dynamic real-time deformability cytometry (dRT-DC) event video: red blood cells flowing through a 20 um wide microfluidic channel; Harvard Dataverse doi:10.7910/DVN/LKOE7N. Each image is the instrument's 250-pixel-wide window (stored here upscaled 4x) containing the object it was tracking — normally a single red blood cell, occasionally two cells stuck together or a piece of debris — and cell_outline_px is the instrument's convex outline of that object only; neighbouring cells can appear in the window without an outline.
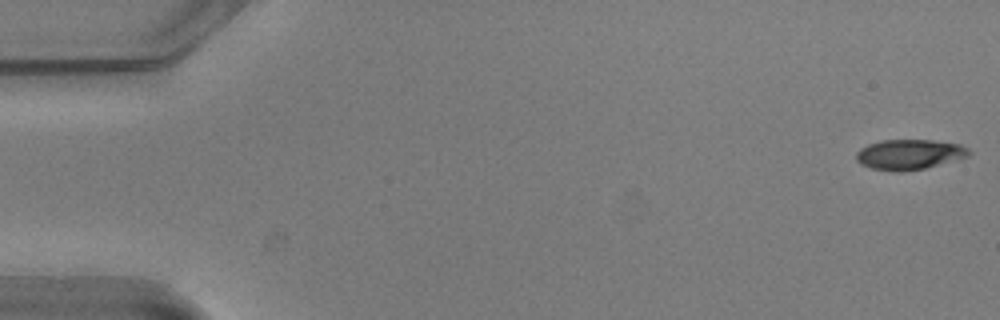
{"species": "common noctule bat (a hibernating species)", "species_latin": "Nyctalus noctula", "temperature_condition": "warm", "stored_images_in_passage": 54, "camera_frame_rate_fps": 3000, "um_per_image_px": 0.085, "animal": {"sex": "male", "body_mass_g": 20.5, "forearm_length_mm": 52.5}, "frame": {"image": 1, "passage_image": 1, "time_ms": 0.0, "image_size_px": [1000, 320], "cell_outline_px": [[972, 152], [968, 156], [924, 168], [900, 172], [892, 172], [872, 168], [860, 164], [856, 160], [856, 152], [860, 148], [868, 144], [880, 140], [932, 140], [960, 144], [968, 148]], "centroid_in_image_um": [77.26, 13.12], "position_along_channel_um": 7.7, "area_um2": 19.83}}
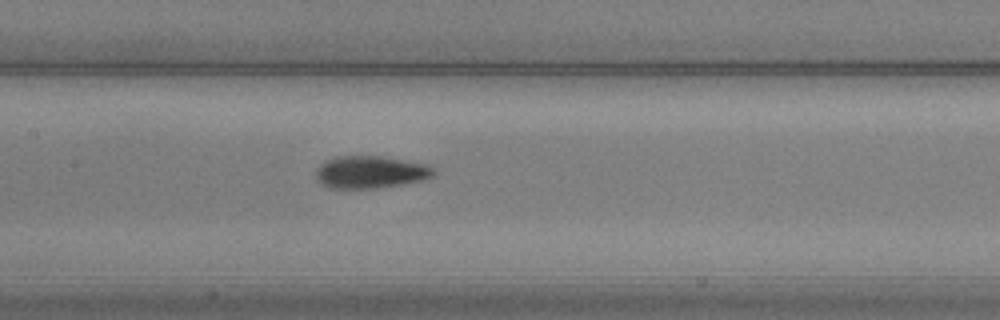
{"frame": {"image": 2, "passage_image": 26, "time_ms": 8.333, "image_size_px": [1000, 320], "cell_outline_px": [[436, 176], [424, 180], [404, 184], [376, 188], [328, 188], [320, 184], [316, 180], [316, 168], [320, 164], [336, 156], [380, 156], [428, 164], [436, 172]], "centroid_in_image_um": [31.5, 14.64], "position_along_channel_um": 175.9, "area_um2": 22.48}}
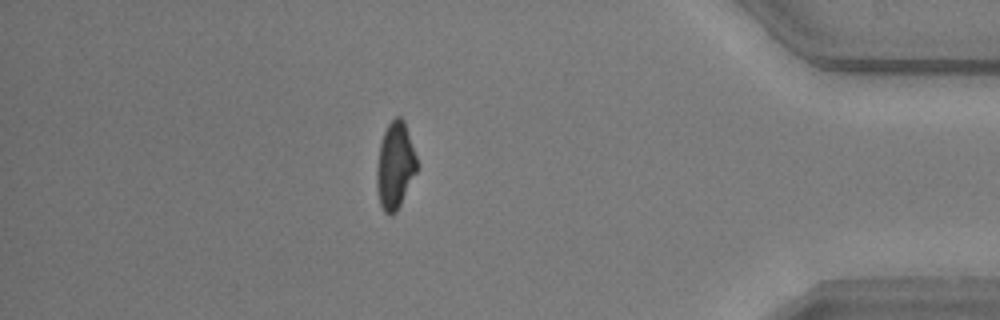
{"frame": {"image": 3, "passage_image": 47, "time_ms": 15.333, "image_size_px": [1000, 320], "cell_outline_px": [[416, 172], [396, 212], [392, 216], [388, 216], [384, 212], [380, 204], [376, 188], [376, 168], [380, 144], [384, 132], [388, 124], [396, 116], [400, 116], [404, 120], [416, 156]], "centroid_in_image_um": [33.55, 14.09], "position_along_channel_um": 401.6, "area_um2": 20.17}, "authors_computed_cell_mechanics": {"area_um2": 20.7213, "velocity_mm_per_s": 3.7793, "shape_relaxation_time_tau1_ms": 3.5489, "shape_relaxation_time_tau2_ms": 1.8247, "deformation_change_tau1": 0.1954, "deformation_change_tau2": 0.0867}}